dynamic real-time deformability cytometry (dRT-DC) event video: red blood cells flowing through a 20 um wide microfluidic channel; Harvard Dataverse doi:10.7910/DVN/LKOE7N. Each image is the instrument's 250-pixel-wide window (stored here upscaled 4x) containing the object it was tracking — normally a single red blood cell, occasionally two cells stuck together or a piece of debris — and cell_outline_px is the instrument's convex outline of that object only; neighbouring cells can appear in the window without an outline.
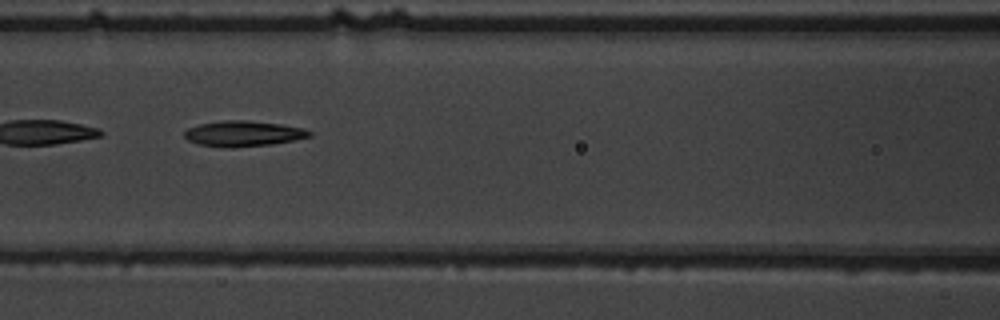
{"species": "common noctule bat (a hibernating species)", "species_latin": "Nyctalus noctula", "temperature_condition": "warm", "stored_images_in_passage": 36, "camera_frame_rate_fps": 3000, "um_per_image_px": 0.085, "animal": {"sex": "male", "body_mass_g": 19.5, "forearm_length_mm": 54.6}, "frame": {"image": 1, "passage_image": 7, "time_ms": 2.0, "image_size_px": [1000, 320], "cell_outline_px": [[312, 136], [296, 140], [272, 144], [232, 148], [228, 148], [196, 144], [188, 140], [184, 136], [184, 132], [188, 128], [200, 124], [224, 120], [244, 120], [280, 124], [304, 128], [312, 132]], "centroid_in_image_um": [20.69, 11.37], "position_along_channel_um": 145.9, "area_um2": 18.73}}
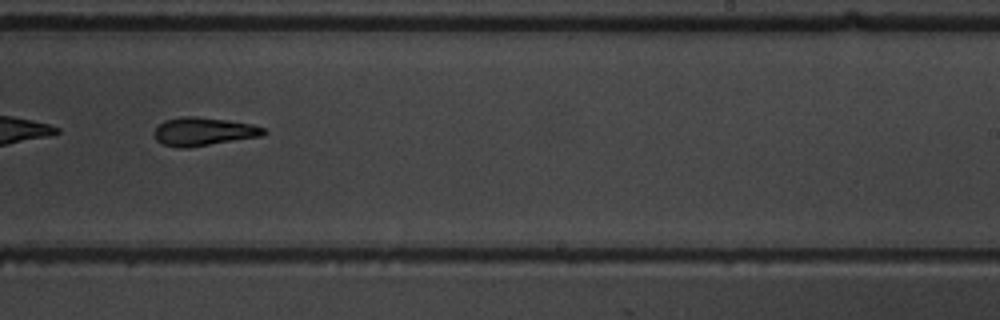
{"frame": {"image": 2, "passage_image": 17, "time_ms": 5.333, "image_size_px": [1000, 320], "cell_outline_px": [[268, 132], [260, 136], [188, 148], [180, 148], [164, 144], [156, 140], [156, 128], [164, 120], [180, 116], [192, 116], [228, 120], [252, 124], [264, 128]], "centroid_in_image_um": [17.31, 11.17], "position_along_channel_um": 271.7, "area_um2": 17.86}}
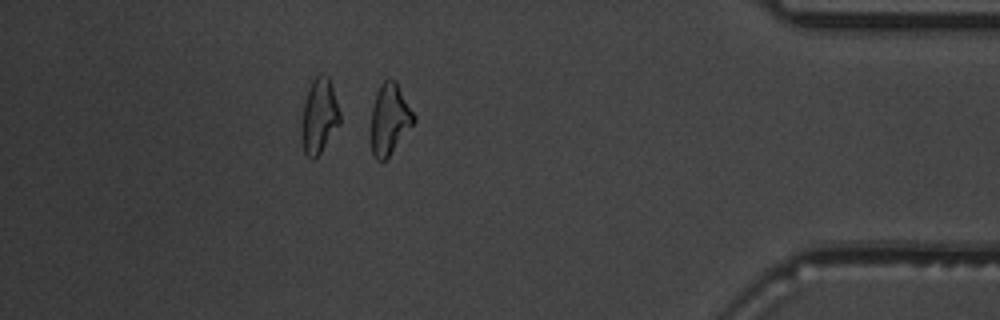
{"frame": {"image": 3, "passage_image": 30, "time_ms": 9.667, "image_size_px": [1000, 320], "cell_outline_px": [[416, 120], [388, 156], [384, 160], [376, 160], [372, 156], [368, 136], [372, 108], [376, 92], [380, 84], [388, 76], [396, 80], [416, 116]], "centroid_in_image_um": [33.06, 10.11], "position_along_channel_um": 402.1, "area_um2": 18.26}, "authors_computed_cell_mechanics": {"area_um2": 18.2648, "velocity_mm_per_s": 3.7945, "shape_relaxation_time_tau1_ms": 7.5591, "shape_relaxation_time_tau2_ms": 4.629, "deformation_change_tau1": 0.2297, "deformation_change_tau2": 0.1404}}